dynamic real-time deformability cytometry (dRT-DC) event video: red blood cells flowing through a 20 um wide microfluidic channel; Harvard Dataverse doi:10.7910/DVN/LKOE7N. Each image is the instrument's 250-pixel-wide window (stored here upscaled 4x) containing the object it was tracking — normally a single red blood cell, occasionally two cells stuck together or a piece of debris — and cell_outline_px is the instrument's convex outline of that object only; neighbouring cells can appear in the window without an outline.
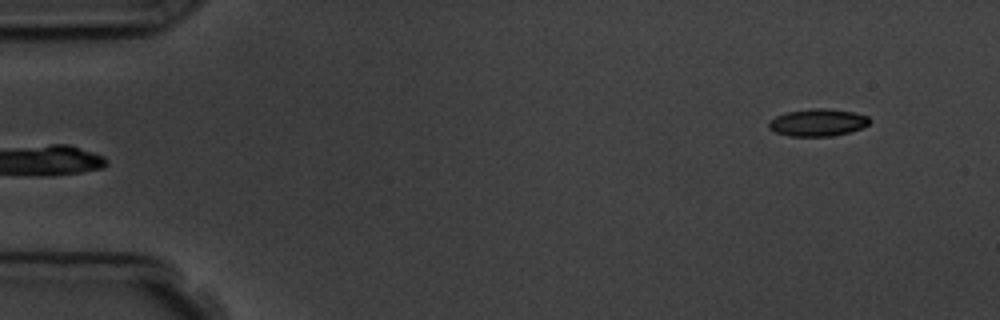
{"species": "common noctule bat (a hibernating species)", "species_latin": "Nyctalus noctula", "temperature_condition": "room temperature", "stored_images_in_passage": 4, "segment_of_instrument_passage": [2, 2], "camera_frame_rate_fps": 3000, "um_per_image_px": 0.085, "animal": {"sex": "male", "body_mass_g": 19.5, "forearm_length_mm": 54.6}, "frame": {"image": 1, "passage_image": 4, "time_ms": 3.333, "image_size_px": [1000, 320], "cell_outline_px": [[872, 120], [868, 124], [860, 128], [848, 132], [832, 136], [788, 136], [776, 132], [768, 128], [768, 120], [784, 112], [812, 108], [828, 108], [852, 112], [868, 116]], "centroid_in_image_um": [69.47, 10.4], "position_along_channel_um": 15.5, "area_um2": 16.13}}